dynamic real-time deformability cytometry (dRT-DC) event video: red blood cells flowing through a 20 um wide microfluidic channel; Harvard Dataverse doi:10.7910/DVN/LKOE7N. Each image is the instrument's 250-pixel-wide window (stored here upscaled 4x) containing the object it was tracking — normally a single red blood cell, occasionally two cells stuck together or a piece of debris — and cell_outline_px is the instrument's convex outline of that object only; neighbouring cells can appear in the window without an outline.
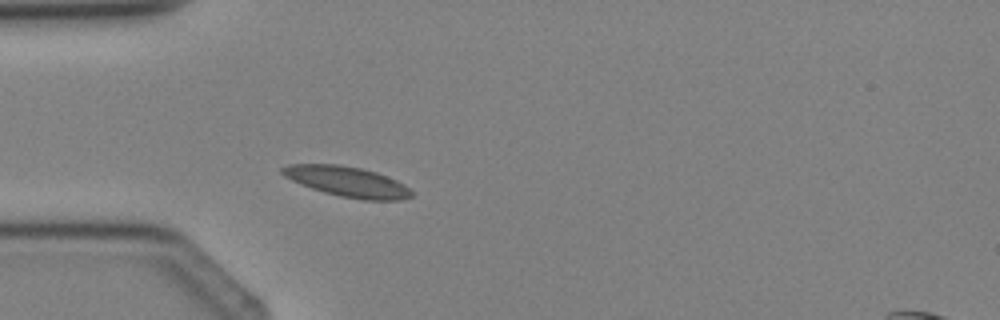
{"species": "Egyptian fruit bat (a non-hibernating species)", "species_latin": "Rousettus aegyptiacus", "temperature_condition": "cold", "stored_images_in_passage": 2, "camera_frame_rate_fps": 3000, "um_per_image_px": 0.085, "animal": {"sex": "female"}, "frame": {"image": 1, "passage_image": 2, "time_ms": 1.333, "image_size_px": [1000, 320], "cell_outline_px": [[412, 196], [400, 200], [364, 200], [340, 196], [324, 192], [300, 184], [284, 176], [280, 172], [280, 168], [288, 164], [340, 164], [360, 168], [376, 172], [396, 180], [404, 184], [412, 192]], "centroid_in_image_um": [29.49, 15.43], "position_along_channel_um": 55.5, "area_um2": 22.72}}